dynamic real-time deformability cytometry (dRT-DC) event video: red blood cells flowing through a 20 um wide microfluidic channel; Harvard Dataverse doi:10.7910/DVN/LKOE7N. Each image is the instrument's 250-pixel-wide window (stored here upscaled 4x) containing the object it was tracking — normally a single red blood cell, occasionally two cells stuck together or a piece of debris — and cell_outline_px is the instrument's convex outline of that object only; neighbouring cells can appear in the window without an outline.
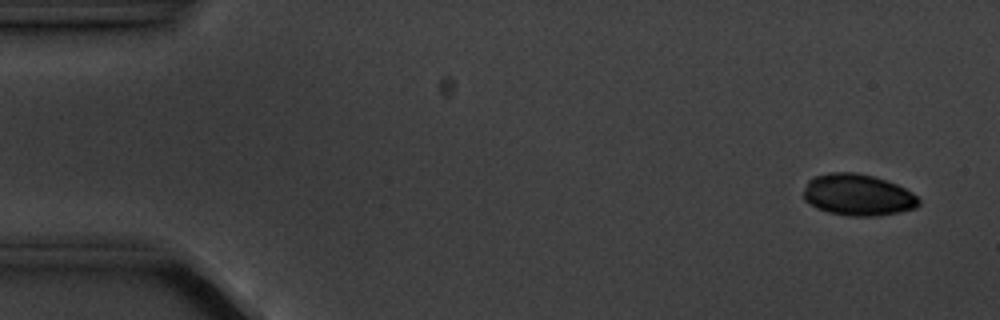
{"species": "common noctule bat (a hibernating species)", "species_latin": "Nyctalus noctula", "temperature_condition": "cold", "stored_images_in_passage": 8, "camera_frame_rate_fps": 3000, "um_per_image_px": 0.085, "animal": {"sex": "male", "body_mass_g": 20.1, "forearm_length_mm": 53.5}, "frame": {"image": 1, "passage_image": 1, "time_ms": 0.0, "image_size_px": [1000, 320], "cell_outline_px": [[920, 204], [916, 208], [900, 212], [876, 216], [848, 216], [828, 212], [816, 208], [808, 204], [804, 200], [804, 188], [808, 180], [812, 176], [828, 172], [856, 172], [872, 176], [896, 184], [912, 192], [920, 200]], "centroid_in_image_um": [72.88, 16.57], "position_along_channel_um": 12.1, "area_um2": 28.15}}